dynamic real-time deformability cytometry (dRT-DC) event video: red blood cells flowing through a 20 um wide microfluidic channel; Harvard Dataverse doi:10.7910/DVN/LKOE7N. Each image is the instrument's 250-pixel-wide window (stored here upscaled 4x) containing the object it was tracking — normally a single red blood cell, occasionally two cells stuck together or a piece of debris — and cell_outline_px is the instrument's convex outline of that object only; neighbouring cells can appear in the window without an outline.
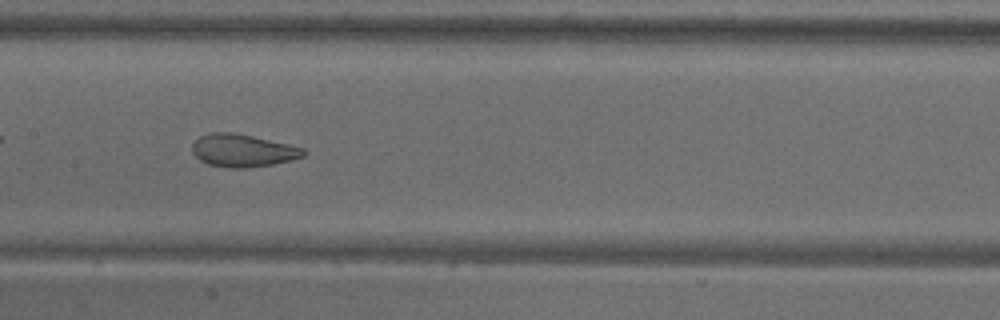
{"species": "common noctule bat (a hibernating species)", "species_latin": "Nyctalus noctula", "temperature_condition": "warm", "stored_images_in_passage": 39, "camera_frame_rate_fps": 3000, "um_per_image_px": 0.085, "animal": {"sex": "male", "body_mass_g": 18.8}, "frame": {"image": 1, "passage_image": 12, "time_ms": 3.667, "image_size_px": [1000, 320], "cell_outline_px": [[308, 152], [304, 156], [292, 160], [272, 164], [248, 168], [228, 168], [208, 164], [200, 160], [192, 152], [192, 144], [200, 136], [212, 132], [232, 132], [252, 136], [304, 148]], "centroid_in_image_um": [20.63, 12.8], "position_along_channel_um": 186.8, "area_um2": 21.15}}
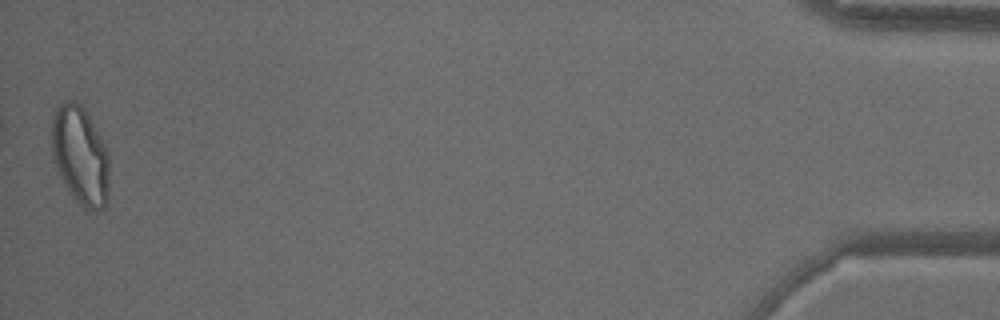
{"frame": {"image": 2, "passage_image": 39, "time_ms": 12.667, "image_size_px": [1000, 320], "cell_outline_px": [[108, 200], [104, 208], [92, 212], [88, 212], [68, 192], [52, 156], [52, 120], [56, 108], [60, 104], [68, 100], [72, 100], [80, 104], [84, 108], [100, 136], [108, 152]], "centroid_in_image_um": [6.83, 13.26], "position_along_channel_um": 428.4, "area_um2": 33.0}, "authors_computed_cell_mechanics": {"area_um2": 22.542, "velocity_mm_per_s": 3.6999, "shape_relaxation_time_tau1_ms": null, "shape_relaxation_time_tau2_ms": 1.0353, "deformation_change_tau1": null, "deformation_change_tau2": 0.076}}